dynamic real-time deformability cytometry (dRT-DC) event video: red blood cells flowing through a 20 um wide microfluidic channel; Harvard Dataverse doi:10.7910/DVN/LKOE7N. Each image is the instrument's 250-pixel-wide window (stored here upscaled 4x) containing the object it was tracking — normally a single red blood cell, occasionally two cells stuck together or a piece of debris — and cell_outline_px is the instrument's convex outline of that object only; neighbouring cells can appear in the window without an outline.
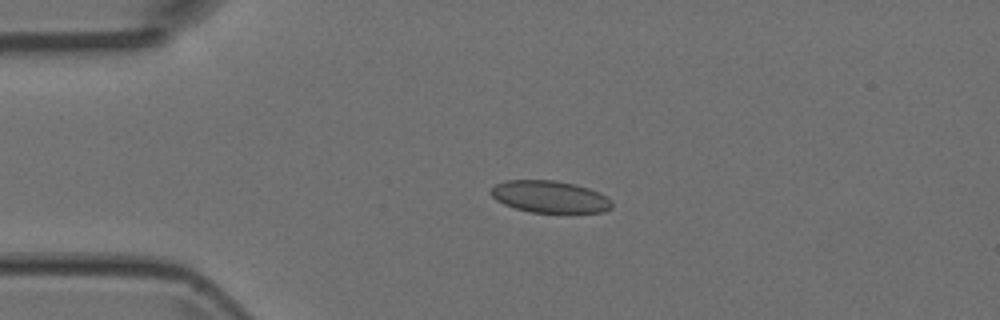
{"species": "Egyptian fruit bat (a non-hibernating species)", "species_latin": "Rousettus aegyptiacus", "temperature_condition": "room temperature", "stored_images_in_passage": 5, "camera_frame_rate_fps": 3000, "um_per_image_px": 0.085, "animal": {"sex": "female"}, "frame": {"image": 1, "passage_image": 3, "time_ms": 0.667, "image_size_px": [1000, 320], "cell_outline_px": [[612, 208], [604, 212], [532, 212], [516, 208], [504, 204], [496, 200], [488, 192], [496, 184], [504, 180], [556, 180], [576, 184], [600, 192], [612, 200]], "centroid_in_image_um": [46.74, 16.71], "position_along_channel_um": 38.3, "area_um2": 22.66}}
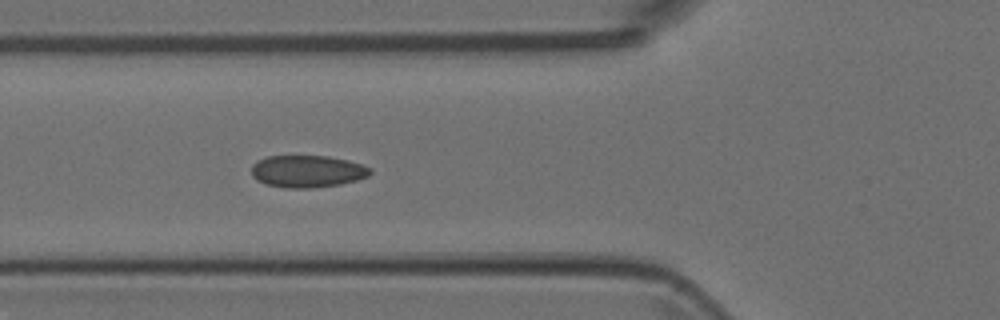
{"frame": {"image": 2, "passage_image": 5, "time_ms": 1.333, "image_size_px": [1000, 320], "cell_outline_px": [[372, 172], [368, 176], [356, 180], [340, 184], [312, 188], [284, 188], [264, 184], [256, 180], [252, 176], [252, 164], [256, 160], [268, 156], [328, 156], [348, 160], [364, 164], [372, 168]], "centroid_in_image_um": [26.12, 14.56], "position_along_channel_um": 99.7, "area_um2": 22.54}}